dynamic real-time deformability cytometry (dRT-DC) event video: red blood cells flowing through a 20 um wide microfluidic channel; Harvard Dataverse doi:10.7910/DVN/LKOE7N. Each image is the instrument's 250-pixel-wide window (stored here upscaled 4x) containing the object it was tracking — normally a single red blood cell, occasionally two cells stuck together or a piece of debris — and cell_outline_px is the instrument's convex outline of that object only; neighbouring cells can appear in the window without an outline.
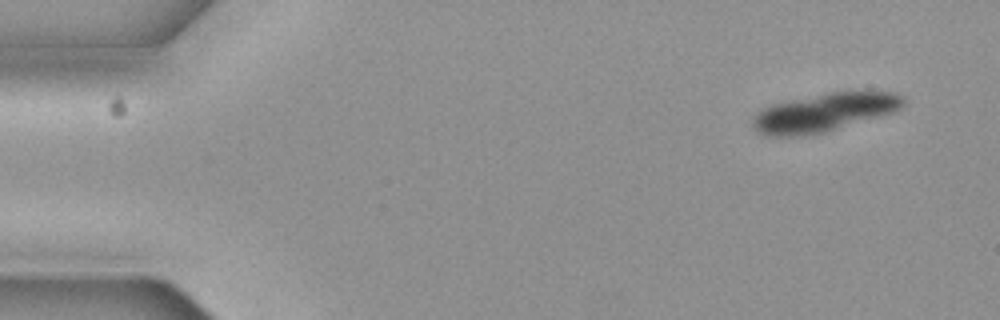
{"species": "common noctule bat (a hibernating species)", "species_latin": "Nyctalus noctula", "temperature_condition": "cold", "stored_images_in_passage": 4, "camera_frame_rate_fps": 3000, "um_per_image_px": 0.085, "animal": {"sex": "female", "body_mass_g": 19.3, "forearm_length_mm": 54.1}, "frame": {"image": 1, "passage_image": 1, "time_ms": 0.0, "image_size_px": [1000, 320], "cell_outline_px": [[904, 104], [900, 108], [892, 112], [824, 132], [808, 136], [764, 136], [756, 132], [752, 124], [752, 120], [764, 108], [772, 104], [828, 92], [896, 92], [904, 96]], "centroid_in_image_um": [70.03, 9.57], "position_along_channel_um": 15.0, "area_um2": 33.23}}